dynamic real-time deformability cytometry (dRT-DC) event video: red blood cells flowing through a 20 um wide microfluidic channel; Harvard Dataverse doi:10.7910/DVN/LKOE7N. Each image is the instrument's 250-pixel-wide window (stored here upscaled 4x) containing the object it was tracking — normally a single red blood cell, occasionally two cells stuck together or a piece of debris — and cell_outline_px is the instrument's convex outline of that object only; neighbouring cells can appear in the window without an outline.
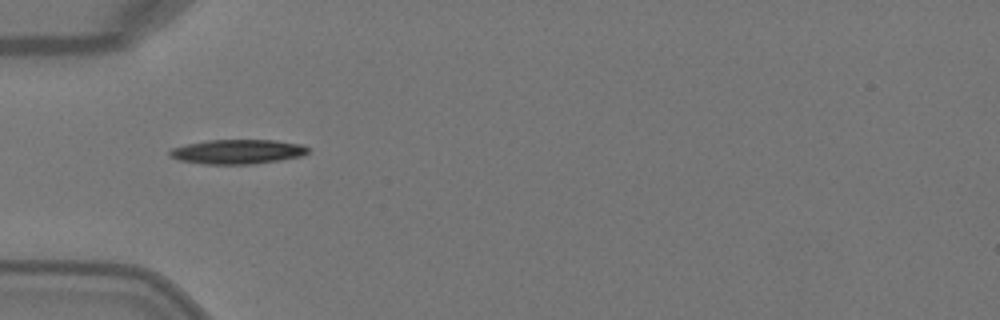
{"species": "Egyptian fruit bat (a non-hibernating species)", "species_latin": "Rousettus aegyptiacus", "temperature_condition": "warm", "stored_images_in_passage": 5, "camera_frame_rate_fps": 3000, "um_per_image_px": 0.085, "animal": {"sex": "female"}, "frame": {"image": 1, "passage_image": 4, "time_ms": 1.0, "image_size_px": [1000, 320], "cell_outline_px": [[308, 152], [300, 156], [280, 160], [252, 164], [204, 164], [180, 160], [168, 156], [168, 152], [172, 148], [188, 144], [208, 140], [276, 140], [300, 144], [308, 148]], "centroid_in_image_um": [20.16, 12.89], "position_along_channel_um": 64.8, "area_um2": 19.59}}
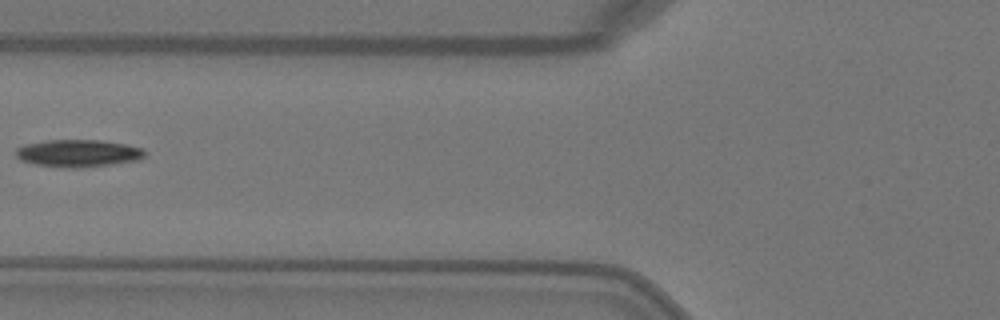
{"frame": {"image": 2, "passage_image": 5, "time_ms": 1.333, "image_size_px": [1000, 320], "cell_outline_px": [[148, 152], [140, 160], [112, 164], [80, 168], [72, 168], [36, 164], [20, 160], [16, 156], [16, 148], [24, 144], [48, 140], [100, 140], [124, 144], [144, 148]], "centroid_in_image_um": [6.68, 13.02], "position_along_channel_um": 119.1, "area_um2": 20.63}}